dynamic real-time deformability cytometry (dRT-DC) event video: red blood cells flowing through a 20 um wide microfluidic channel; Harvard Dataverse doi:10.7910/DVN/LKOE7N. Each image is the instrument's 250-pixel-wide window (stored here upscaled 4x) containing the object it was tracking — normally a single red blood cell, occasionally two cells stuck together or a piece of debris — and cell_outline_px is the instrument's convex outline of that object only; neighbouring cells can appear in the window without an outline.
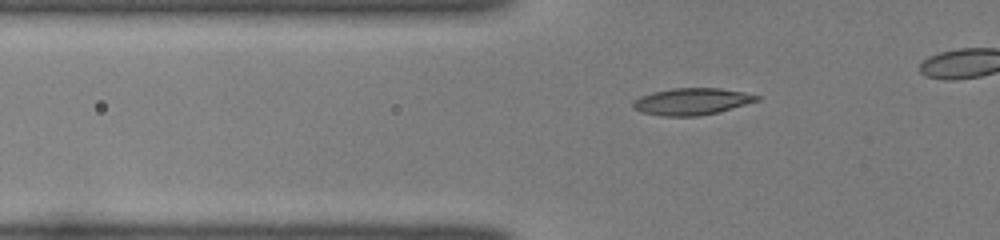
{"species": "common noctule bat (a hibernating species)", "species_latin": "Nyctalus noctula", "temperature_condition": "room temperature", "stored_images_in_passage": 30, "camera_frame_rate_fps": 3000, "um_per_image_px": 0.085, "animal": {"sex": "female", "body_mass_g": 22.0, "forearm_length_mm": 56.7}, "frame": {"image": 1, "passage_image": 2, "time_ms": 0.333, "image_size_px": [1000, 240], "cell_outline_px": [[760, 100], [720, 112], [700, 116], [660, 116], [640, 112], [632, 108], [632, 100], [640, 96], [652, 92], [672, 88], [720, 88], [744, 92], [760, 96]], "centroid_in_image_um": [58.77, 8.63], "position_along_channel_um": 67.0, "area_um2": 19.65}}
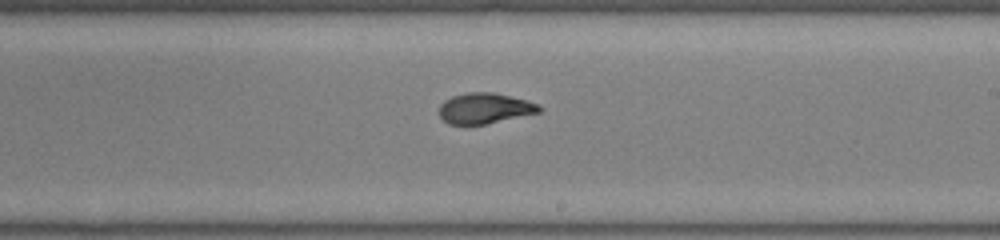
{"frame": {"image": 2, "passage_image": 16, "time_ms": 5.0, "image_size_px": [1000, 240], "cell_outline_px": [[544, 108], [540, 112], [484, 124], [448, 124], [440, 116], [440, 104], [444, 100], [452, 96], [468, 92], [492, 92], [528, 100], [540, 104]], "centroid_in_image_um": [41.23, 9.19], "position_along_channel_um": 247.8, "area_um2": 17.8}}
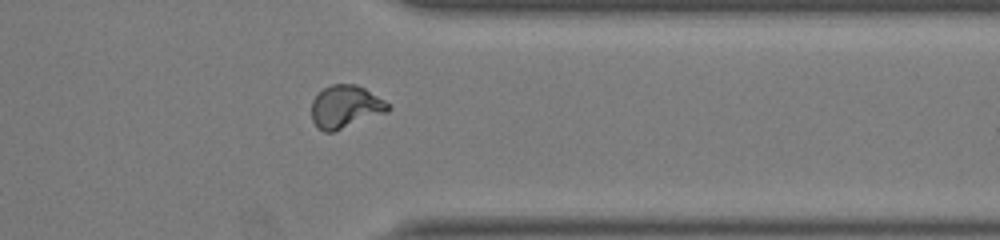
{"frame": {"image": 3, "passage_image": 26, "time_ms": 8.333, "image_size_px": [1000, 240], "cell_outline_px": [[392, 108], [388, 112], [332, 132], [324, 132], [316, 128], [312, 120], [312, 100], [324, 88], [332, 84], [356, 84], [364, 88], [384, 100]], "centroid_in_image_um": [29.36, 9.08], "position_along_channel_um": 382.0, "area_um2": 19.02}}